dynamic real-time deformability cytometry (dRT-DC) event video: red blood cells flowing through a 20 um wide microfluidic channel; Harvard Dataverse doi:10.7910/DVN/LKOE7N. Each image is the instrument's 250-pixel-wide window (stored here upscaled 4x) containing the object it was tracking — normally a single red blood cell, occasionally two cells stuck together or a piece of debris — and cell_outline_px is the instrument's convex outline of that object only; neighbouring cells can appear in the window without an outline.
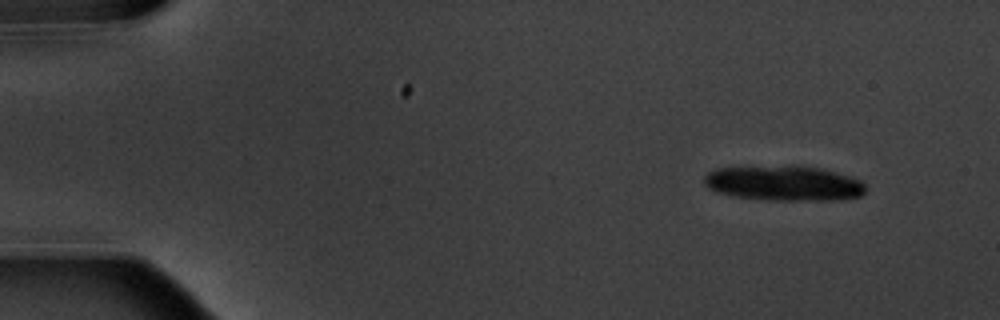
{"species": "common noctule bat (a hibernating species)", "species_latin": "Nyctalus noctula", "temperature_condition": "warm", "stored_images_in_passage": 5, "segment_of_instrument_passage": [1, 2], "camera_frame_rate_fps": 3000, "um_per_image_px": 0.085, "animal": {"sex": "male", "body_mass_g": 20.1, "forearm_length_mm": 53.5}, "frame": {"image": 1, "passage_image": 1, "time_ms": 0.0, "image_size_px": [1000, 320], "cell_outline_px": [[864, 192], [860, 196], [832, 200], [768, 200], [732, 196], [716, 192], [708, 188], [704, 184], [704, 176], [708, 172], [716, 168], [820, 168], [848, 176], [860, 180], [864, 184]], "centroid_in_image_um": [66.59, 15.62], "position_along_channel_um": 18.4, "area_um2": 31.85}}